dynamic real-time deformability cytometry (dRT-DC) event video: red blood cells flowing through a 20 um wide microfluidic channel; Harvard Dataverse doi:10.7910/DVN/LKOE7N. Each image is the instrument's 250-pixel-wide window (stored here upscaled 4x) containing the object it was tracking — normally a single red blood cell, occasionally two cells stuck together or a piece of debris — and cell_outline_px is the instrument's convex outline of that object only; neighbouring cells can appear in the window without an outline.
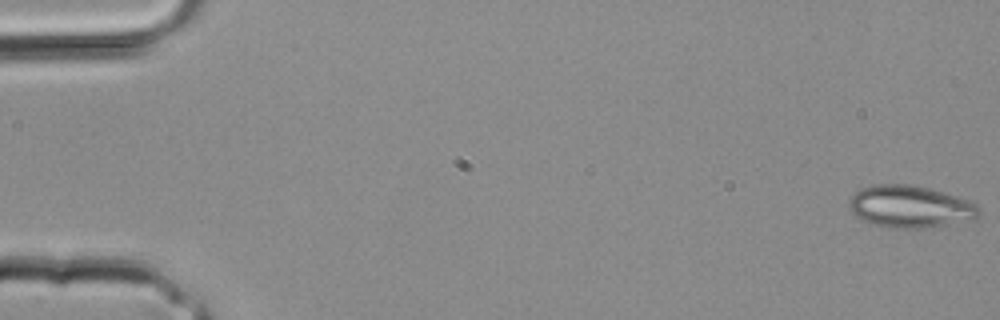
{"species": "common noctule bat (a hibernating species)", "species_latin": "Nyctalus noctula", "temperature_condition": "room temperature", "stored_images_in_passage": 3, "camera_frame_rate_fps": 3000, "um_per_image_px": 0.085, "animal": {"sex": "male", "body_mass_g": 20.4}, "frame": {"image": 1, "passage_image": 1, "time_ms": 0.0, "image_size_px": [1000, 320], "cell_outline_px": [[980, 212], [972, 220], [948, 224], [920, 228], [888, 228], [864, 220], [856, 216], [848, 208], [848, 200], [860, 188], [876, 184], [908, 184], [928, 188], [944, 192], [968, 200], [976, 204], [980, 208]], "centroid_in_image_um": [77.34, 17.55], "position_along_channel_um": 7.7, "area_um2": 31.79}}